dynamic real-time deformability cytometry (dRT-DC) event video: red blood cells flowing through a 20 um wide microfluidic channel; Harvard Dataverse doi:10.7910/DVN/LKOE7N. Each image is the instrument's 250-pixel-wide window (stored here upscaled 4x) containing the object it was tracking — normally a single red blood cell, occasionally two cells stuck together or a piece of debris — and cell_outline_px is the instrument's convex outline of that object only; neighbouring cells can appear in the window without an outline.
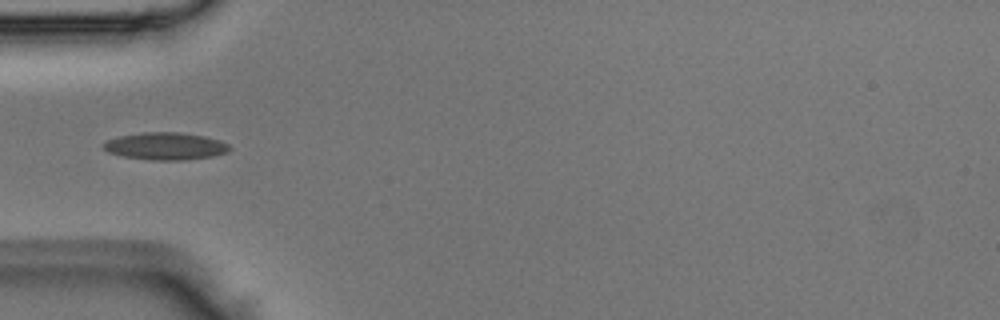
{"species": "Egyptian fruit bat (a non-hibernating species)", "species_latin": "Rousettus aegyptiacus", "temperature_condition": "room temperature", "stored_images_in_passage": 4, "camera_frame_rate_fps": 3000, "um_per_image_px": 0.085, "animal": {"sex": "male"}, "frame": {"image": 1, "passage_image": 1, "time_ms": 0.0, "image_size_px": [1000, 320], "cell_outline_px": [[232, 148], [228, 152], [212, 156], [184, 160], [152, 160], [124, 156], [108, 152], [100, 144], [108, 140], [120, 136], [144, 132], [180, 132], [204, 136], [220, 140], [228, 144]], "centroid_in_image_um": [14.09, 12.42], "position_along_channel_um": 70.9, "area_um2": 20.06}}